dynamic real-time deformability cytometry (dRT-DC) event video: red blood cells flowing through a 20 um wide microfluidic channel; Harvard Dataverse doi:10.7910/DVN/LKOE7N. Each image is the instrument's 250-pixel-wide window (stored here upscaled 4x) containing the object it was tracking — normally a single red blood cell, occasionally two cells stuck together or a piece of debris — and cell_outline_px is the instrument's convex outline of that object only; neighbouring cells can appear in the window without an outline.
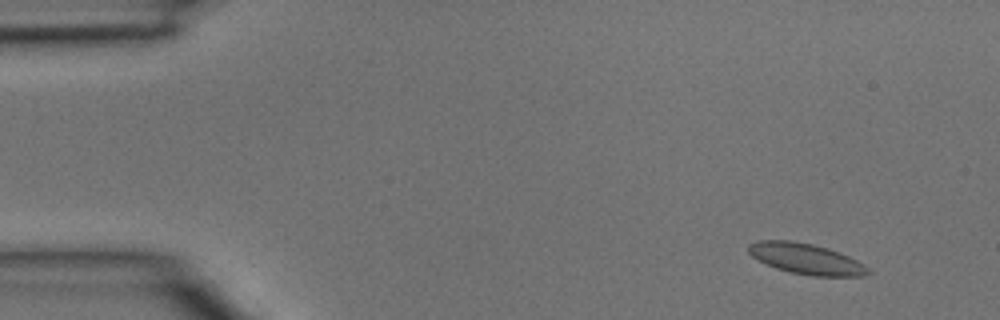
{"species": "common noctule bat (a hibernating species)", "species_latin": "Nyctalus noctula", "temperature_condition": "room temperature", "stored_images_in_passage": 4, "segment_of_instrument_passage": [2, 2], "camera_frame_rate_fps": 3000, "um_per_image_px": 0.085, "animal": {"sex": "male", "body_mass_g": 15.6}, "frame": {"image": 1, "passage_image": 4, "time_ms": 1.0, "image_size_px": [1000, 320], "cell_outline_px": [[872, 272], [864, 276], [812, 276], [788, 272], [776, 268], [752, 256], [748, 252], [748, 244], [760, 240], [788, 240], [812, 244], [828, 248], [848, 256], [864, 264]], "centroid_in_image_um": [68.53, 22.0], "position_along_channel_um": 16.5, "area_um2": 21.33}}